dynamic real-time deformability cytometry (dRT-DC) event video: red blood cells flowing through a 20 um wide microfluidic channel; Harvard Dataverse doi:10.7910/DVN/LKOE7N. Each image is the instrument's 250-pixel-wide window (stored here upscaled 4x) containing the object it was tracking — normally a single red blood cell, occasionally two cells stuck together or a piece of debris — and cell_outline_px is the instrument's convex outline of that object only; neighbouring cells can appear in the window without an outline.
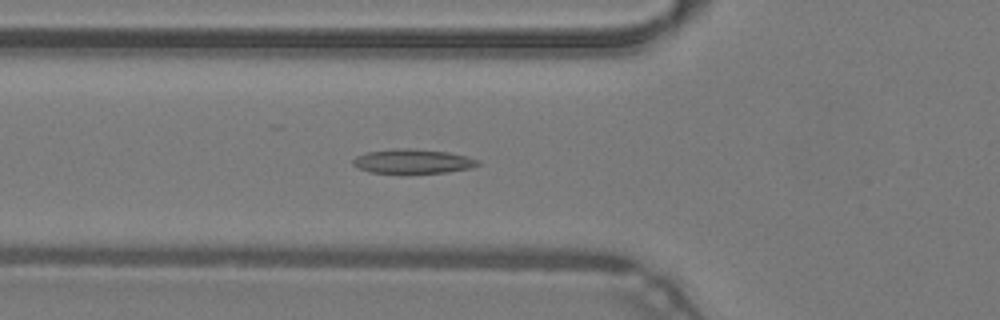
{"species": "common noctule bat (a hibernating species)", "species_latin": "Nyctalus noctula", "temperature_condition": "warm", "stored_images_in_passage": 48, "camera_frame_rate_fps": 3000, "um_per_image_px": 0.085, "animal": {"sex": "male", "body_mass_g": 19.2, "forearm_length_mm": 51.8}, "frame": {"image": 1, "passage_image": 17, "time_ms": 5.333, "image_size_px": [1000, 320], "cell_outline_px": [[480, 164], [472, 168], [444, 172], [372, 172], [360, 168], [352, 164], [352, 160], [356, 156], [368, 152], [396, 148], [408, 148], [448, 152], [480, 160]], "centroid_in_image_um": [35.1, 13.69], "position_along_channel_um": 90.7, "area_um2": 17.28}}
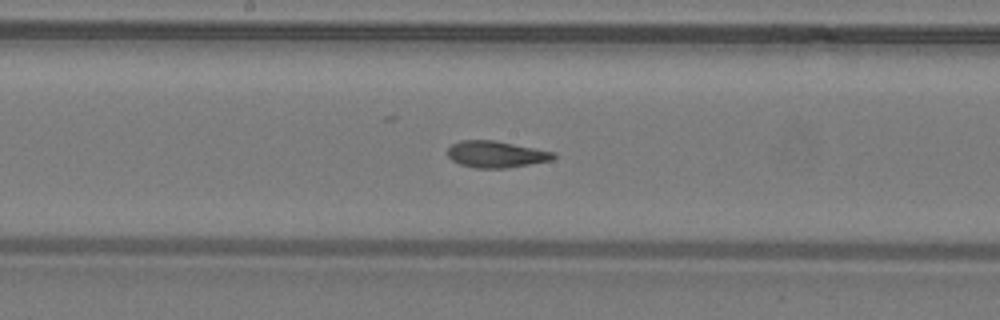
{"frame": {"image": 2, "passage_image": 25, "time_ms": 8.0, "image_size_px": [1000, 320], "cell_outline_px": [[556, 156], [552, 160], [504, 168], [476, 168], [460, 164], [452, 160], [448, 156], [448, 148], [452, 144], [460, 140], [496, 140], [556, 152]], "centroid_in_image_um": [42.17, 13.1], "position_along_channel_um": 206.0, "area_um2": 16.42}}
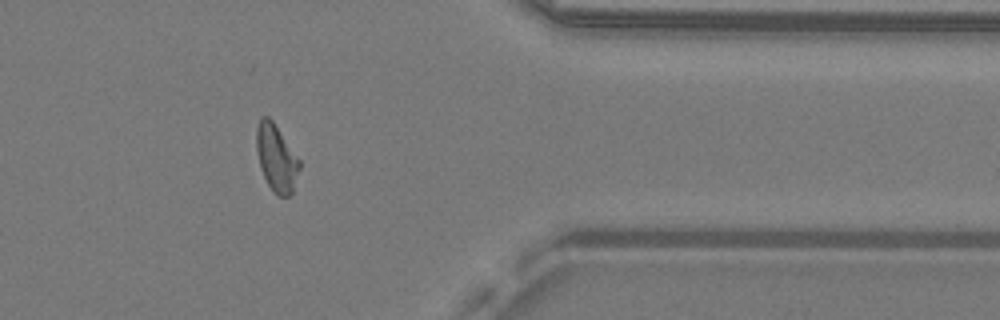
{"frame": {"image": 3, "passage_image": 39, "time_ms": 12.667, "image_size_px": [1000, 320], "cell_outline_px": [[300, 168], [292, 192], [288, 196], [276, 196], [272, 192], [260, 168], [256, 152], [256, 128], [260, 116], [268, 116], [272, 120], [300, 160]], "centroid_in_image_um": [23.47, 13.43], "position_along_channel_um": 387.9, "area_um2": 16.88}, "authors_computed_cell_mechanics": {"area_um2": 16.9065, "velocity_mm_per_s": 4.2878, "shape_relaxation_time_tau1_ms": null, "shape_relaxation_time_tau2_ms": 2.2749, "deformation_change_tau1": null, "deformation_change_tau2": 0.0993}}